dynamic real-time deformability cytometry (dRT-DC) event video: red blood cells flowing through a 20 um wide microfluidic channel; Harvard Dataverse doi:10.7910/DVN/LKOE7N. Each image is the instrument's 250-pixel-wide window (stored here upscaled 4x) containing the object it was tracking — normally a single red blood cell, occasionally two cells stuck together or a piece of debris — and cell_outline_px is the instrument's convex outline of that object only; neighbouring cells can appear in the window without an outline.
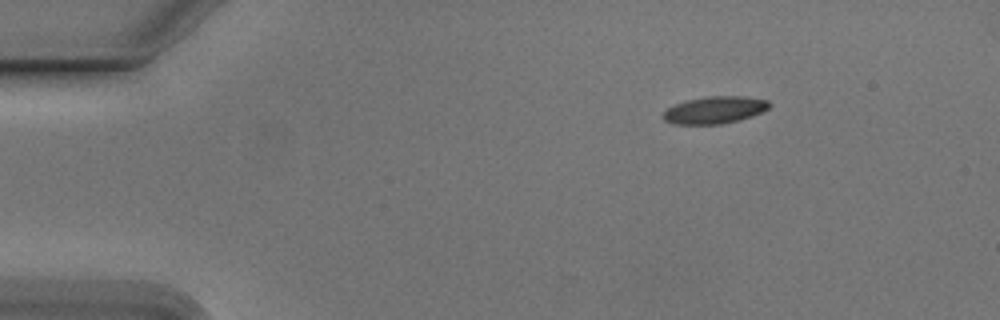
{"species": "Egyptian fruit bat (a non-hibernating species)", "species_latin": "Rousettus aegyptiacus", "temperature_condition": "cold", "stored_images_in_passage": 47, "camera_frame_rate_fps": 3000, "um_per_image_px": 0.085, "animal": {"sex": "male"}, "frame": {"image": 1, "passage_image": 1, "time_ms": 0.0, "image_size_px": [1000, 320], "cell_outline_px": [[772, 104], [768, 108], [752, 116], [720, 124], [672, 124], [664, 120], [664, 112], [668, 108], [676, 104], [688, 100], [704, 96], [744, 96], [768, 100]], "centroid_in_image_um": [60.76, 9.34], "position_along_channel_um": 24.2, "area_um2": 16.65}}
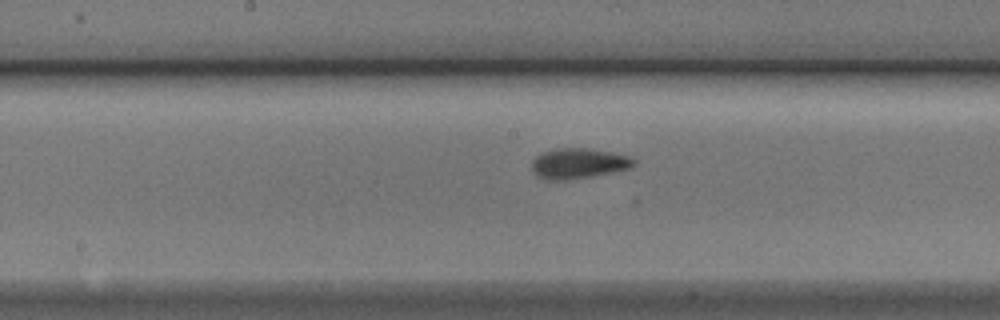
{"frame": {"image": 2, "passage_image": 21, "time_ms": 6.667, "image_size_px": [1000, 320], "cell_outline_px": [[636, 164], [628, 168], [612, 172], [592, 176], [568, 180], [548, 180], [536, 176], [532, 172], [532, 160], [540, 152], [556, 148], [588, 148], [612, 152], [628, 156], [636, 160]], "centroid_in_image_um": [49.12, 13.88], "position_along_channel_um": 199.1, "area_um2": 18.21}}
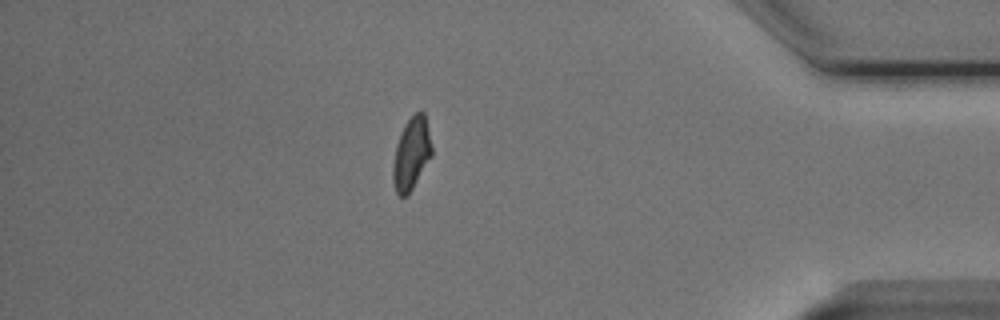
{"frame": {"image": 3, "passage_image": 40, "time_ms": 13.0, "image_size_px": [1000, 320], "cell_outline_px": [[432, 156], [408, 196], [400, 196], [396, 192], [392, 180], [392, 168], [396, 144], [400, 132], [404, 124], [420, 108], [424, 112], [432, 148]], "centroid_in_image_um": [34.96, 13.07], "position_along_channel_um": 400.2, "area_um2": 16.53}, "authors_computed_cell_mechanics": {"area_um2": 16.6464, "velocity_mm_per_s": 3.7786, "shape_relaxation_time_tau1_ms": 3.6099, "shape_relaxation_time_tau2_ms": 3.4843, "deformation_change_tau1": 0.1289, "deformation_change_tau2": 0.0871}}